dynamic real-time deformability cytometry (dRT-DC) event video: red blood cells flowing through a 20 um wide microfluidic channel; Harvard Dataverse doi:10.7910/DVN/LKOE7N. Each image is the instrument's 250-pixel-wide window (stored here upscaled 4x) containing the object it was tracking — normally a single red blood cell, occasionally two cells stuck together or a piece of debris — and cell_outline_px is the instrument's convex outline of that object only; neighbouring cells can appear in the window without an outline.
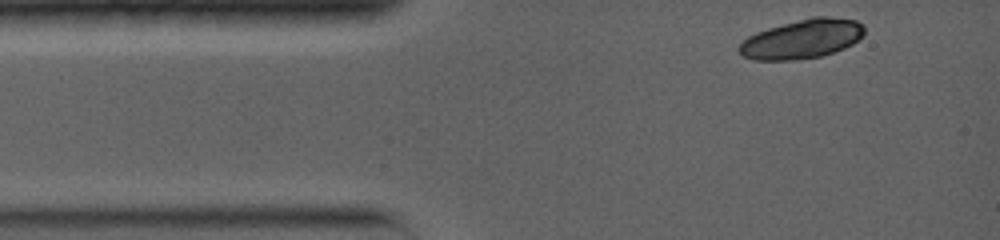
{"species": "common noctule bat (a hibernating species)", "species_latin": "Nyctalus noctula", "temperature_condition": "warm", "stored_images_in_passage": 9, "camera_frame_rate_fps": 5000, "um_per_image_px": 0.085, "animal": {"sex": "female", "body_mass_g": 19.0, "forearm_length_mm": 56.7}, "frame": {"image": 1, "passage_image": 1, "time_ms": 0.0, "image_size_px": [1000, 240], "cell_outline_px": [[864, 36], [852, 44], [844, 48], [820, 56], [796, 60], [752, 60], [744, 56], [736, 48], [748, 36], [756, 32], [768, 28], [812, 16], [828, 16], [856, 20], [864, 24]], "centroid_in_image_um": [68.19, 3.31], "position_along_channel_um": 16.8, "area_um2": 28.67}}